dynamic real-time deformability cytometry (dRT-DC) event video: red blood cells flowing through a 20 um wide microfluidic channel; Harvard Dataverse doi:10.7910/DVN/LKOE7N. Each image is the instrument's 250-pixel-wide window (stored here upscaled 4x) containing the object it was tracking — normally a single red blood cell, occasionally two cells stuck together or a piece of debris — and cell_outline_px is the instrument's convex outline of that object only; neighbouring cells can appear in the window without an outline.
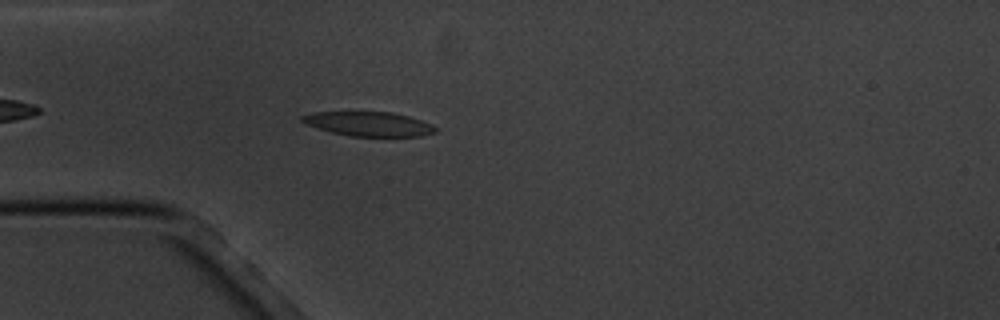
{"species": "common noctule bat (a hibernating species)", "species_latin": "Nyctalus noctula", "temperature_condition": "cold", "stored_images_in_passage": 3, "camera_frame_rate_fps": 3000, "um_per_image_px": 0.085, "animal": {"sex": "male", "body_mass_g": 20.1, "forearm_length_mm": 53.5}, "frame": {"image": 1, "passage_image": 3, "time_ms": 2.333, "image_size_px": [1000, 320], "cell_outline_px": [[440, 128], [436, 132], [420, 136], [348, 136], [328, 132], [304, 124], [300, 120], [300, 116], [312, 112], [392, 112], [408, 116], [432, 124]], "centroid_in_image_um": [31.31, 10.54], "position_along_channel_um": 53.7, "area_um2": 19.19}}